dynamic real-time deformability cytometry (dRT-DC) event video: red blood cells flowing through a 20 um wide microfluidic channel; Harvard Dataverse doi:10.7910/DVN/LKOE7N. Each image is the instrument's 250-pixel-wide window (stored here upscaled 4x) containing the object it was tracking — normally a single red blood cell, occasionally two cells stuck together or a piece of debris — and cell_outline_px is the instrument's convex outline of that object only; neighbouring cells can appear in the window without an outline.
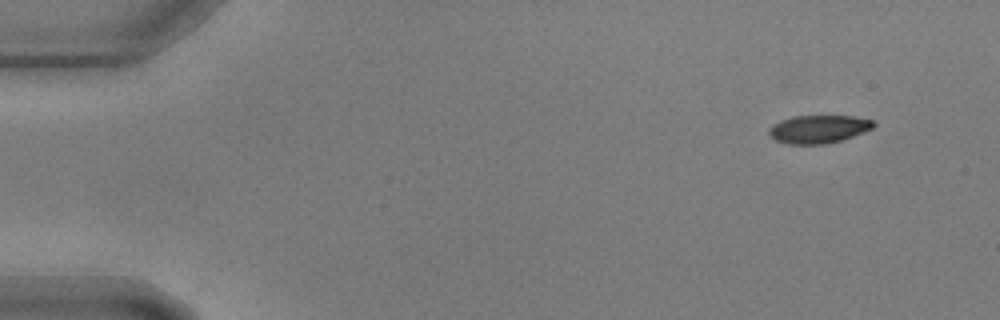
{"species": "common noctule bat (a hibernating species)", "species_latin": "Nyctalus noctula", "temperature_condition": "warm", "stored_images_in_passage": 54, "camera_frame_rate_fps": 3000, "um_per_image_px": 0.085, "animal": {"sex": "male", "body_mass_g": 17.9, "forearm_length_mm": 54.2}, "frame": {"image": 1, "passage_image": 1, "time_ms": 0.0, "image_size_px": [1000, 320], "cell_outline_px": [[876, 124], [872, 128], [852, 136], [840, 140], [824, 144], [788, 144], [776, 140], [768, 132], [768, 128], [772, 124], [780, 120], [792, 116], [852, 116], [872, 120]], "centroid_in_image_um": [69.53, 10.96], "position_along_channel_um": 15.5, "area_um2": 16.94}}
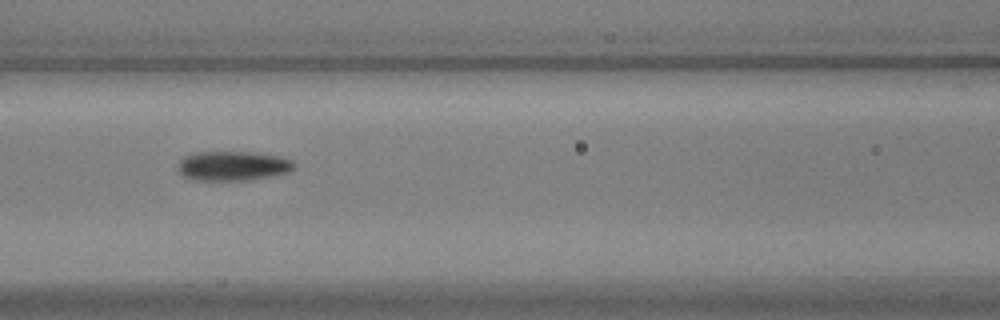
{"frame": {"image": 2, "passage_image": 22, "time_ms": 7.0, "image_size_px": [1000, 320], "cell_outline_px": [[296, 164], [288, 172], [268, 176], [244, 180], [196, 180], [184, 176], [180, 172], [180, 160], [184, 156], [196, 152], [252, 152], [280, 156], [292, 160]], "centroid_in_image_um": [19.8, 14.08], "position_along_channel_um": 146.8, "area_um2": 19.65}}
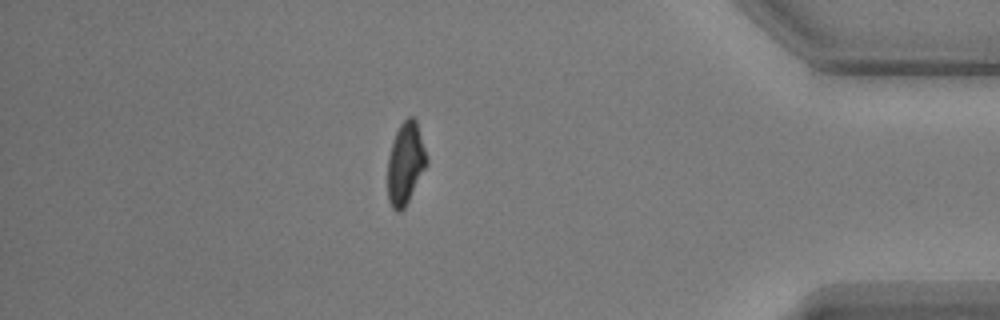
{"frame": {"image": 3, "passage_image": 47, "time_ms": 15.333, "image_size_px": [1000, 320], "cell_outline_px": [[428, 164], [404, 208], [400, 212], [396, 212], [392, 208], [388, 200], [388, 156], [396, 132], [400, 124], [408, 116], [412, 116], [416, 120], [428, 156]], "centroid_in_image_um": [34.48, 13.89], "position_along_channel_um": 400.7, "area_um2": 18.73}}